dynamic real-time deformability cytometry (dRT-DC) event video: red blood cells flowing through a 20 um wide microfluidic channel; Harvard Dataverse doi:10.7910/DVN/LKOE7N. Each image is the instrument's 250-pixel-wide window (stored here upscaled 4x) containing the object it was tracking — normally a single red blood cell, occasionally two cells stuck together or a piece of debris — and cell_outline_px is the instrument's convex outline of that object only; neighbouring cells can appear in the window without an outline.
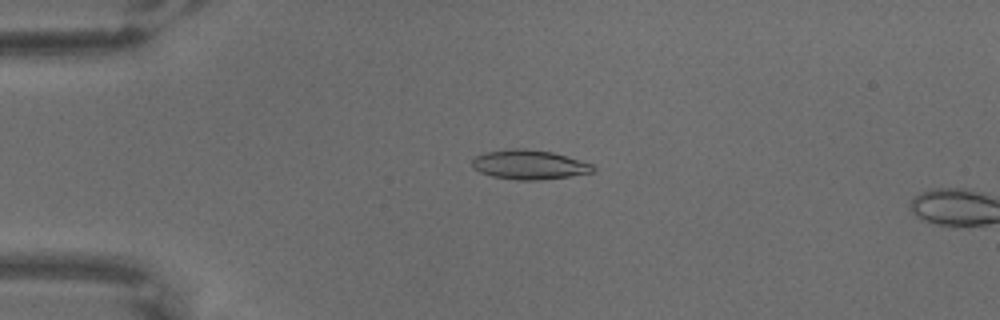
{"species": "common noctule bat (a hibernating species)", "species_latin": "Nyctalus noctula", "temperature_condition": "warm", "stored_images_in_passage": 19, "camera_frame_rate_fps": 3000, "um_per_image_px": 0.085, "animal": {"sex": "male", "body_mass_g": 18.8}, "frame": {"image": 1, "passage_image": 16, "time_ms": 5.0, "image_size_px": [1000, 320], "cell_outline_px": [[596, 168], [592, 172], [568, 176], [536, 180], [516, 180], [492, 176], [480, 172], [472, 168], [472, 160], [476, 156], [484, 152], [512, 148], [524, 148], [552, 152], [592, 164]], "centroid_in_image_um": [44.94, 13.99], "position_along_channel_um": 40.1, "area_um2": 20.58}}